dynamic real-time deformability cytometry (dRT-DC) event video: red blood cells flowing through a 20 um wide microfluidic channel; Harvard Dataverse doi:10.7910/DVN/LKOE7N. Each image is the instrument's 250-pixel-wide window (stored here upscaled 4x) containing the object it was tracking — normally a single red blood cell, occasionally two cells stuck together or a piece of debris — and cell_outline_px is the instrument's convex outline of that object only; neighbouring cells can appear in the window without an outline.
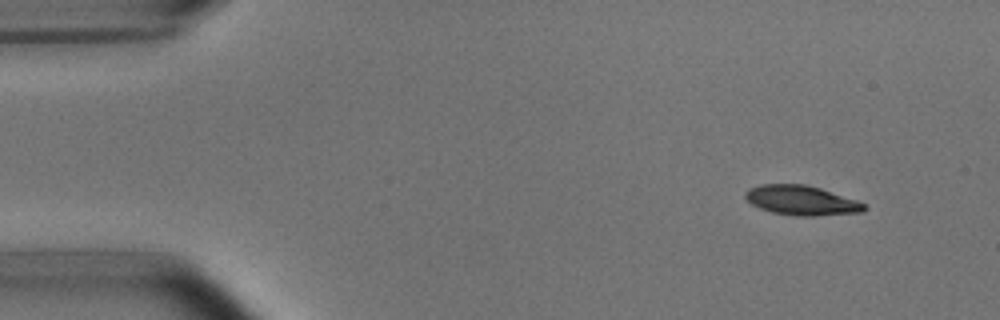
{"species": "common noctule bat (a hibernating species)", "species_latin": "Nyctalus noctula", "temperature_condition": "room temperature", "stored_images_in_passage": 48, "camera_frame_rate_fps": 3000, "um_per_image_px": 0.085, "animal": {"sex": "male", "body_mass_g": 15.6}, "frame": {"image": 1, "passage_image": 1, "time_ms": 0.0, "image_size_px": [1000, 320], "cell_outline_px": [[868, 208], [864, 212], [816, 216], [796, 216], [772, 212], [760, 208], [752, 204], [744, 196], [744, 192], [748, 188], [760, 184], [804, 184], [820, 188], [856, 200], [864, 204]], "centroid_in_image_um": [68.11, 17.03], "position_along_channel_um": 16.9, "area_um2": 20.58}}
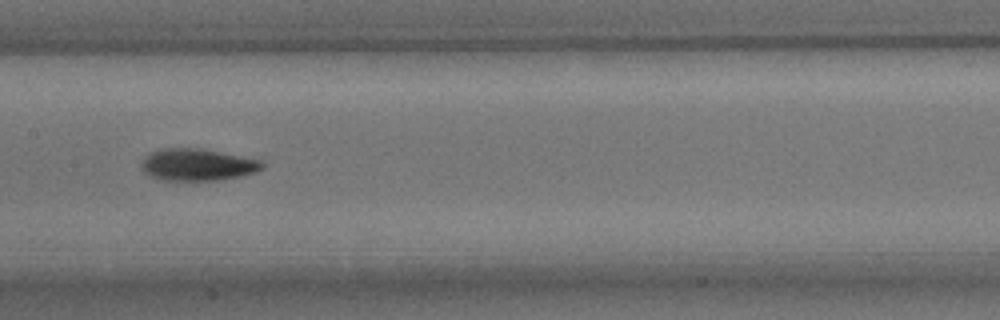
{"frame": {"image": 2, "passage_image": 22, "time_ms": 7.0, "image_size_px": [1000, 320], "cell_outline_px": [[264, 168], [256, 172], [244, 176], [220, 180], [160, 180], [144, 172], [140, 168], [140, 164], [144, 156], [160, 148], [200, 148], [264, 160]], "centroid_in_image_um": [16.81, 14.0], "position_along_channel_um": 190.6, "area_um2": 22.89}}
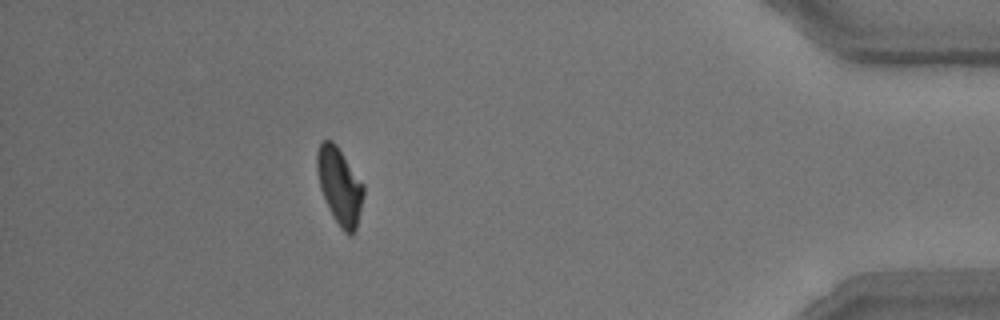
{"frame": {"image": 3, "passage_image": 43, "time_ms": 14.0, "image_size_px": [1000, 320], "cell_outline_px": [[364, 192], [356, 228], [348, 236], [340, 228], [332, 216], [320, 188], [316, 168], [316, 152], [320, 144], [324, 140], [332, 140], [336, 144], [364, 184]], "centroid_in_image_um": [28.85, 15.79], "position_along_channel_um": 406.3, "area_um2": 20.69}, "authors_computed_cell_mechanics": {"area_um2": 21.3571, "velocity_mm_per_s": 3.8064, "shape_relaxation_time_tau1_ms": 2.7615, "shape_relaxation_time_tau2_ms": 6.778, "deformation_change_tau1": 0.1284, "deformation_change_tau2": 0.1132}}